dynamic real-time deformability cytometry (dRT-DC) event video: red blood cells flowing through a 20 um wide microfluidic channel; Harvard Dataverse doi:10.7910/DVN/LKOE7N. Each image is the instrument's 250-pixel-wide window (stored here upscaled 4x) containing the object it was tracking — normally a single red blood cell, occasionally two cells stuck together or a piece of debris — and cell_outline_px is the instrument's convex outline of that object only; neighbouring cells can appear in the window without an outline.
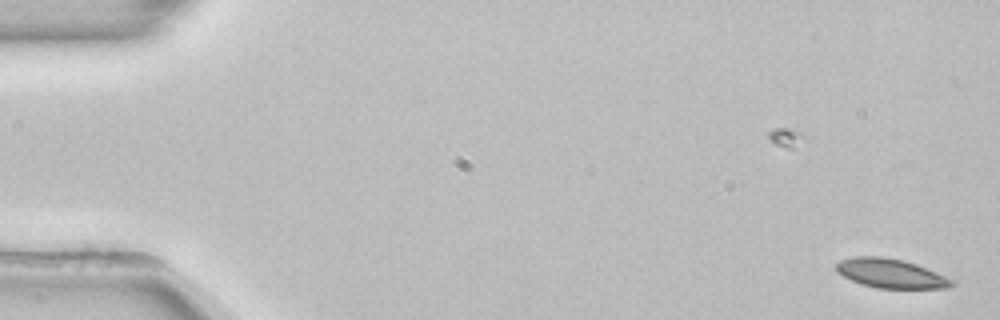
{"species": "common noctule bat (a hibernating species)", "species_latin": "Nyctalus noctula", "temperature_condition": "room temperature", "stored_images_in_passage": 53, "camera_frame_rate_fps": 3000, "um_per_image_px": 0.085, "animal": {"sex": "female", "body_mass_g": 22.7, "forearm_length_mm": 54.2}, "frame": {"image": 1, "passage_image": 1, "time_ms": 0.0, "image_size_px": [1000, 320], "cell_outline_px": [[956, 284], [948, 288], [876, 288], [860, 284], [836, 272], [836, 264], [840, 260], [852, 256], [884, 256], [904, 260], [916, 264], [936, 272], [952, 280]], "centroid_in_image_um": [75.68, 23.23], "position_along_channel_um": 9.3, "area_um2": 19.71}}
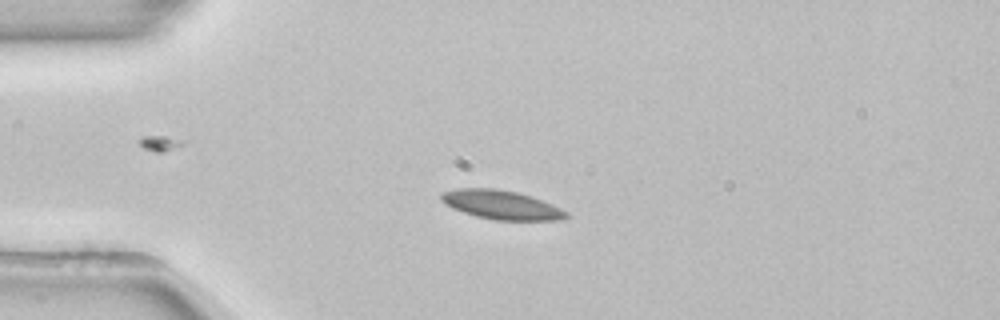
{"frame": {"image": 2, "passage_image": 13, "time_ms": 4.0, "image_size_px": [1000, 320], "cell_outline_px": [[568, 216], [560, 220], [492, 220], [476, 216], [452, 208], [444, 204], [440, 200], [440, 192], [456, 188], [496, 188], [516, 192], [552, 204], [568, 212]], "centroid_in_image_um": [42.55, 17.4], "position_along_channel_um": 42.4, "area_um2": 21.1}, "authors_computed_cell_mechanics": {"area_um2": 19.941, "velocity_mm_per_s": 3.8333, "shape_relaxation_time_tau1_ms": 7.3239, "shape_relaxation_time_tau2_ms": null, "deformation_change_tau1": 0.1185, "deformation_change_tau2": null}}